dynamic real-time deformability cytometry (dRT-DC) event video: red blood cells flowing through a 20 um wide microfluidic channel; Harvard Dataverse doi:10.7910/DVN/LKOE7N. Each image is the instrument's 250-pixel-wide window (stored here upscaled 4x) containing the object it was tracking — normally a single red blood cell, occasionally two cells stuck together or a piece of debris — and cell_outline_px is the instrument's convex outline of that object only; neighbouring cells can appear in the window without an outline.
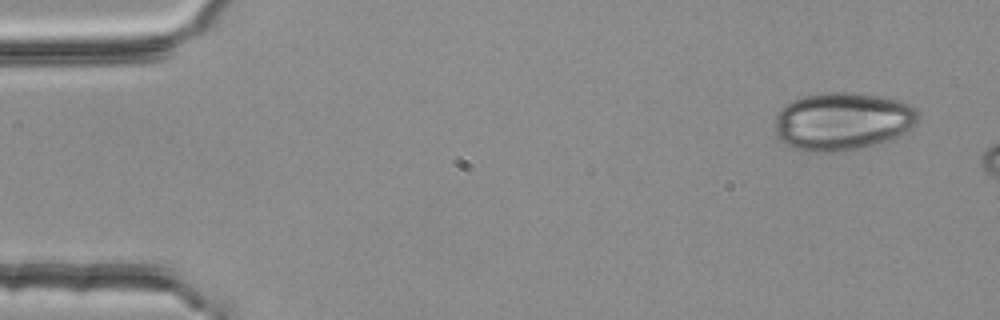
{"species": "common noctule bat (a hibernating species)", "species_latin": "Nyctalus noctula", "temperature_condition": "room temperature", "stored_images_in_passage": 3, "camera_frame_rate_fps": 3000, "um_per_image_px": 0.085, "animal": {"sex": "female", "body_mass_g": 25.1}, "frame": {"image": 1, "passage_image": 1, "time_ms": 0.0, "image_size_px": [1000, 320], "cell_outline_px": [[920, 116], [916, 124], [908, 132], [892, 140], [864, 148], [836, 152], [804, 152], [792, 148], [784, 144], [776, 136], [776, 112], [784, 104], [792, 100], [804, 96], [824, 92], [860, 92], [900, 100], [912, 104], [920, 112]], "centroid_in_image_um": [71.65, 10.32], "position_along_channel_um": 13.4, "area_um2": 49.77}}